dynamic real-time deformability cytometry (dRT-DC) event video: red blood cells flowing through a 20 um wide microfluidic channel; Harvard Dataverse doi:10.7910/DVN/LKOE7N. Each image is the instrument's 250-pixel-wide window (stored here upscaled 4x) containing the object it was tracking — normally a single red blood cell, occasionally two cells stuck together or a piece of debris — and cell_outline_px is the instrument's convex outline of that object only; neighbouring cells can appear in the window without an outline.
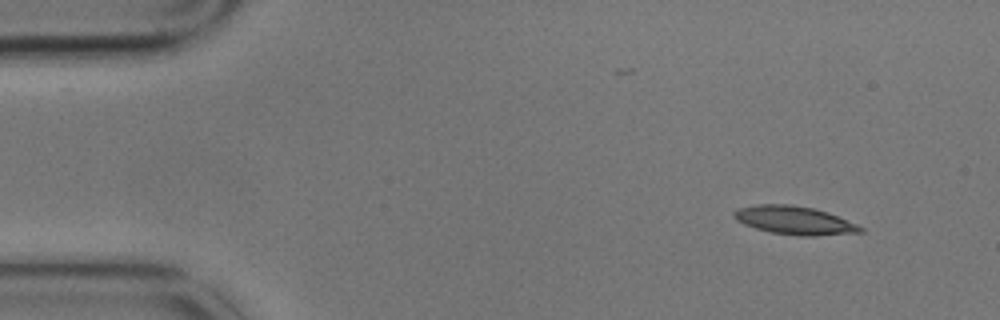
{"species": "common noctule bat (a hibernating species)", "species_latin": "Nyctalus noctula", "temperature_condition": "cold", "stored_images_in_passage": 4, "camera_frame_rate_fps": 3000, "um_per_image_px": 0.085, "animal": {"sex": "male", "body_mass_g": 17.9}, "frame": {"image": 1, "passage_image": 1, "time_ms": 0.0, "image_size_px": [1000, 320], "cell_outline_px": [[864, 232], [816, 236], [796, 236], [772, 232], [756, 228], [744, 224], [736, 220], [732, 216], [732, 212], [740, 208], [756, 204], [792, 204], [812, 208], [828, 212], [856, 224], [864, 228]], "centroid_in_image_um": [67.52, 18.73], "position_along_channel_um": 17.5, "area_um2": 20.92}}
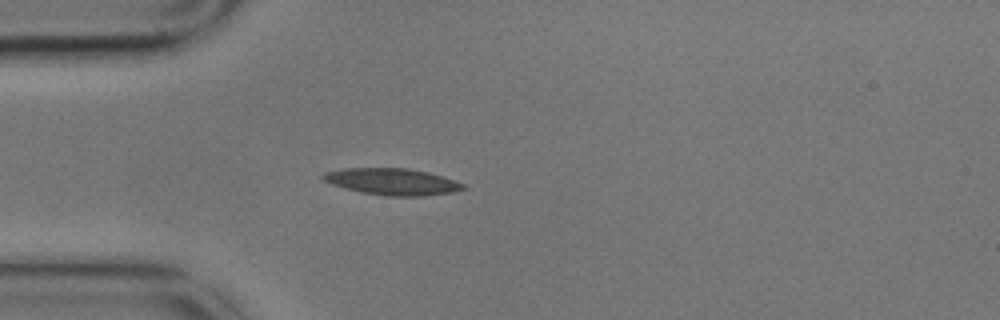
{"frame": {"image": 2, "passage_image": 4, "time_ms": 1.0, "image_size_px": [1000, 320], "cell_outline_px": [[468, 188], [452, 192], [424, 196], [388, 196], [360, 192], [332, 184], [324, 180], [320, 176], [324, 172], [344, 168], [408, 168], [428, 172], [464, 184]], "centroid_in_image_um": [33.32, 15.44], "position_along_channel_um": 51.7, "area_um2": 21.62}}